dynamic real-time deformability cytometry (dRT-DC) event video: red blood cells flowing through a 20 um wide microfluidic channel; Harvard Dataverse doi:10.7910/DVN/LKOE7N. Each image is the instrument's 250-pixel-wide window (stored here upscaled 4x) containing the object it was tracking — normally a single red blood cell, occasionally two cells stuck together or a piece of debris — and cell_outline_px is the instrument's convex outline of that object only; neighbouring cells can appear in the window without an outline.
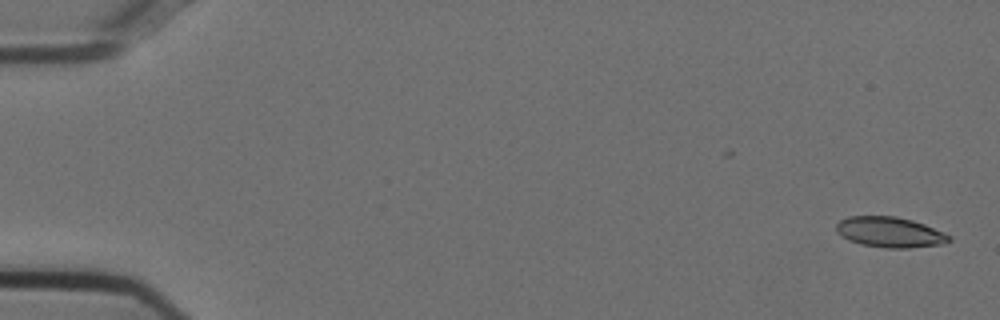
{"species": "Egyptian fruit bat (a non-hibernating species)", "species_latin": "Rousettus aegyptiacus", "temperature_condition": "cold", "stored_images_in_passage": 43, "camera_frame_rate_fps": 3000, "um_per_image_px": 0.085, "animal": {"sex": "female"}, "frame": {"image": 1, "passage_image": 1, "time_ms": 0.0, "image_size_px": [1000, 320], "cell_outline_px": [[952, 240], [940, 244], [908, 248], [884, 248], [860, 244], [848, 240], [840, 236], [836, 232], [836, 224], [840, 220], [848, 216], [896, 216], [912, 220], [924, 224], [944, 232], [952, 236]], "centroid_in_image_um": [75.61, 19.73], "position_along_channel_um": 9.4, "area_um2": 20.17}}
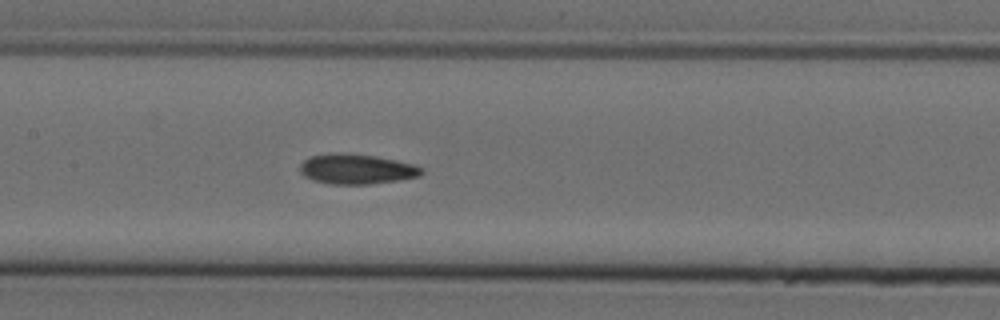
{"frame": {"image": 2, "passage_image": 26, "time_ms": 8.333, "image_size_px": [1000, 320], "cell_outline_px": [[424, 172], [420, 176], [400, 180], [368, 184], [328, 184], [312, 180], [304, 176], [300, 172], [300, 164], [304, 160], [312, 156], [332, 152], [336, 152], [376, 156], [396, 160], [412, 164], [424, 168]], "centroid_in_image_um": [30.31, 14.37], "position_along_channel_um": 177.1, "area_um2": 21.44}}
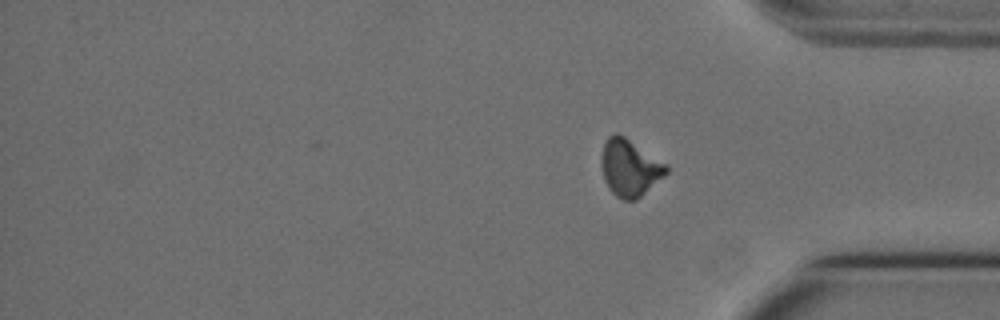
{"frame": {"image": 3, "passage_image": 43, "time_ms": 14.0, "image_size_px": [1000, 320], "cell_outline_px": [[668, 172], [664, 176], [636, 200], [624, 200], [616, 196], [608, 188], [604, 180], [600, 164], [600, 156], [604, 144], [608, 136], [612, 132], [616, 132], [624, 136], [668, 164]], "centroid_in_image_um": [53.51, 14.24], "position_along_channel_um": 381.7, "area_um2": 21.73}, "authors_computed_cell_mechanics": {"area_um2": 20.9236, "velocity_mm_per_s": 3.7524, "shape_relaxation_time_tau1_ms": 8.7126, "shape_relaxation_time_tau2_ms": 4.1982, "deformation_change_tau1": 0.2114, "deformation_change_tau2": 0.1178}}